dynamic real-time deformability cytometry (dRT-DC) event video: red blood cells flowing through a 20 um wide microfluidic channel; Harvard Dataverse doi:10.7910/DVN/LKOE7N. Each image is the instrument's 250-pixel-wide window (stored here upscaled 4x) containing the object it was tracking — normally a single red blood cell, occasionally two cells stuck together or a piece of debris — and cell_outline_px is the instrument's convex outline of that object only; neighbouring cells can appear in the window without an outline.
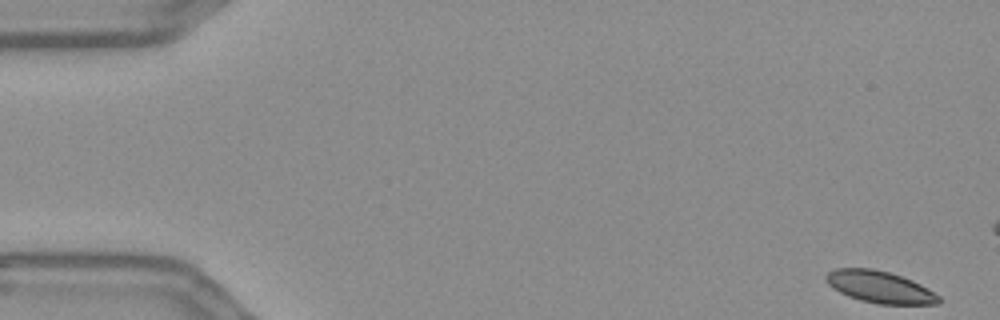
{"species": "Egyptian fruit bat (a non-hibernating species)", "species_latin": "Rousettus aegyptiacus", "temperature_condition": "warm", "stored_images_in_passage": 14, "camera_frame_rate_fps": 3000, "um_per_image_px": 0.085, "frame": {"image": 1, "passage_image": 1, "time_ms": 0.0, "image_size_px": [1000, 320], "cell_outline_px": [[940, 304], [880, 304], [860, 300], [848, 296], [832, 288], [824, 280], [824, 276], [828, 272], [836, 268], [872, 268], [888, 272], [912, 280], [920, 284], [940, 296]], "centroid_in_image_um": [74.75, 24.39], "position_along_channel_um": 10.2, "area_um2": 20.92}}